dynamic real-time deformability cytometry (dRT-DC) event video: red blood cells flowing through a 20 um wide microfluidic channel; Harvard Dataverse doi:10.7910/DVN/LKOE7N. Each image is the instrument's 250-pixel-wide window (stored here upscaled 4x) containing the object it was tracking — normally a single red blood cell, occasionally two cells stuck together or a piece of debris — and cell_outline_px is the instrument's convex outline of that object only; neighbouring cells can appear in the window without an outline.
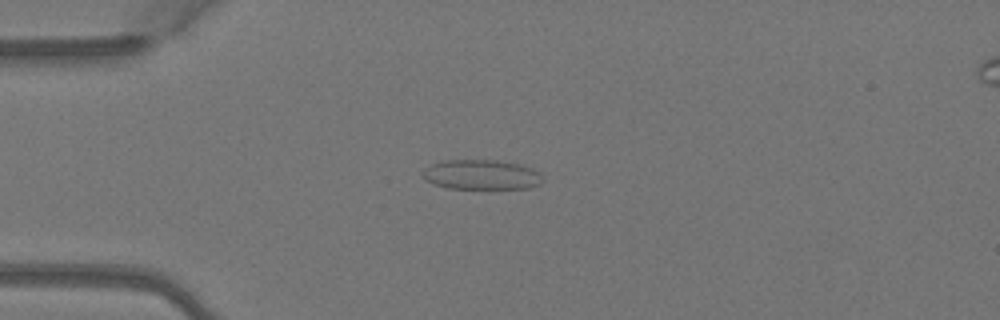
{"species": "Egyptian fruit bat (a non-hibernating species)", "species_latin": "Rousettus aegyptiacus", "temperature_condition": "warm", "stored_images_in_passage": 6, "camera_frame_rate_fps": 3000, "um_per_image_px": 0.085, "animal": {"sex": "female"}, "frame": {"image": 1, "passage_image": 4, "time_ms": 1.0, "image_size_px": [1000, 320], "cell_outline_px": [[544, 180], [540, 184], [528, 188], [448, 188], [432, 184], [420, 176], [420, 172], [424, 168], [432, 164], [444, 160], [496, 160], [520, 164], [532, 168], [540, 172]], "centroid_in_image_um": [40.9, 14.84], "position_along_channel_um": 44.1, "area_um2": 21.1}}
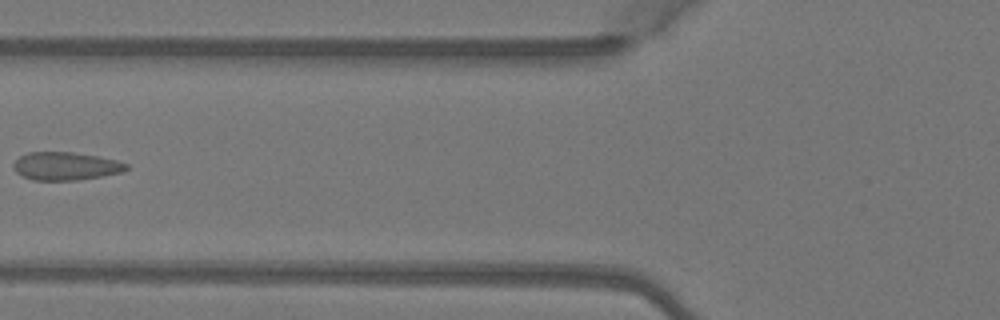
{"frame": {"image": 2, "passage_image": 6, "time_ms": 1.667, "image_size_px": [1000, 320], "cell_outline_px": [[128, 168], [124, 172], [76, 180], [32, 180], [16, 172], [12, 164], [20, 156], [28, 152], [72, 152], [96, 156], [116, 160], [128, 164]], "centroid_in_image_um": [5.58, 14.12], "position_along_channel_um": 120.2, "area_um2": 18.32}}